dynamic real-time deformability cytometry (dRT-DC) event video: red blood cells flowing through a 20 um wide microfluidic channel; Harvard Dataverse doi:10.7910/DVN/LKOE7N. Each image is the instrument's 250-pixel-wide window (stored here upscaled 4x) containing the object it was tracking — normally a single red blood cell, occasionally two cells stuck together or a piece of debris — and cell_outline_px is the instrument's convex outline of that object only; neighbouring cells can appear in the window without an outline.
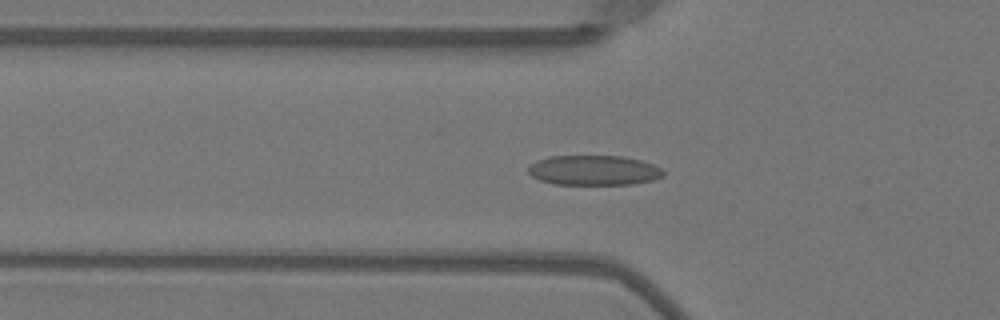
{"species": "Egyptian fruit bat (a non-hibernating species)", "species_latin": "Rousettus aegyptiacus", "temperature_condition": "warm", "stored_images_in_passage": 37, "camera_frame_rate_fps": 3000, "um_per_image_px": 0.085, "animal": {"sex": "female"}, "frame": {"image": 1, "passage_image": 4, "time_ms": 1.0, "image_size_px": [1000, 320], "cell_outline_px": [[664, 176], [652, 180], [632, 184], [552, 184], [540, 180], [532, 176], [528, 172], [528, 168], [536, 160], [548, 156], [624, 156], [640, 160], [652, 164], [660, 168], [664, 172]], "centroid_in_image_um": [50.46, 14.47], "position_along_channel_um": 75.3, "area_um2": 23.52}}
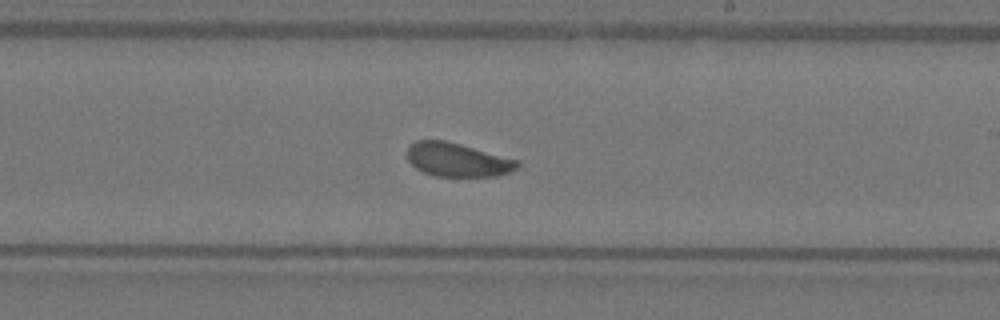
{"frame": {"image": 2, "passage_image": 17, "time_ms": 5.333, "image_size_px": [1000, 320], "cell_outline_px": [[520, 164], [516, 168], [508, 172], [496, 176], [432, 176], [416, 168], [408, 160], [408, 148], [416, 140], [444, 140], [460, 144], [520, 160]], "centroid_in_image_um": [38.89, 13.58], "position_along_channel_um": 250.1, "area_um2": 21.5}}
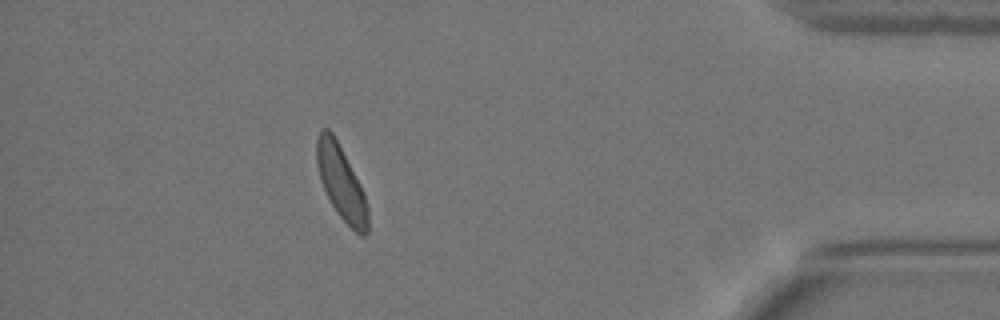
{"frame": {"image": 3, "passage_image": 32, "time_ms": 10.333, "image_size_px": [1000, 320], "cell_outline_px": [[368, 232], [364, 236], [360, 236], [336, 212], [320, 180], [316, 164], [316, 140], [320, 128], [328, 128], [332, 132], [360, 184], [368, 208]], "centroid_in_image_um": [28.98, 15.51], "position_along_channel_um": 406.2, "area_um2": 21.73}, "authors_computed_cell_mechanics": {"area_um2": 22.3108, "velocity_mm_per_s": 4.0237, "shape_relaxation_time_tau1_ms": 2.6072, "shape_relaxation_time_tau2_ms": 1.3619, "deformation_change_tau1": 0.098, "deformation_change_tau2": 0.0714}}